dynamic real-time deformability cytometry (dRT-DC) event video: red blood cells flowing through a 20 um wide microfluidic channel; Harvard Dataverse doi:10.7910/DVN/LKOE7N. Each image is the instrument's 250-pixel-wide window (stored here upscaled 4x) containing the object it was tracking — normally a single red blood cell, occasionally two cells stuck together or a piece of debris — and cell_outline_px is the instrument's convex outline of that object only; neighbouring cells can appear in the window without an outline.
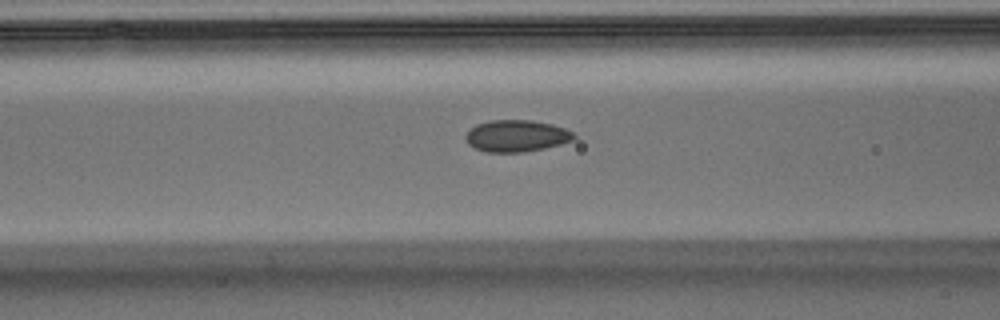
{"species": "Egyptian fruit bat (a non-hibernating species)", "species_latin": "Rousettus aegyptiacus", "temperature_condition": "warm", "stored_images_in_passage": 19, "camera_frame_rate_fps": 3000, "um_per_image_px": 0.085, "animal": {"sex": "male"}, "frame": {"image": 1, "passage_image": 14, "time_ms": 4.333, "image_size_px": [1000, 320], "cell_outline_px": [[576, 136], [572, 140], [560, 144], [544, 148], [524, 152], [488, 152], [476, 148], [468, 144], [464, 136], [476, 124], [488, 120], [532, 120], [552, 124], [564, 128], [572, 132]], "centroid_in_image_um": [43.89, 11.54], "position_along_channel_um": 122.7, "area_um2": 19.94}}